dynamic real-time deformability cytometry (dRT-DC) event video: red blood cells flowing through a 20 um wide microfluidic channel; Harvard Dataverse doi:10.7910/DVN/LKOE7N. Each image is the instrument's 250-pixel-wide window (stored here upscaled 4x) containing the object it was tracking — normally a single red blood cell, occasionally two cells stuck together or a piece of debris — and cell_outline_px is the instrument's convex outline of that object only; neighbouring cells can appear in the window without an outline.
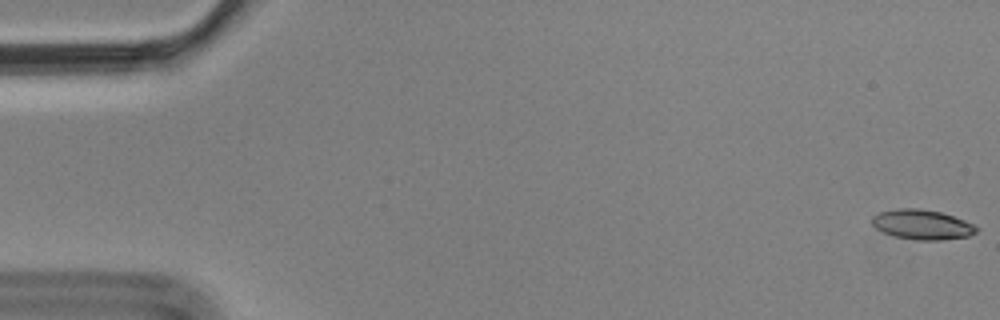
{"species": "Egyptian fruit bat (a non-hibernating species)", "species_latin": "Rousettus aegyptiacus", "temperature_condition": "cold", "stored_images_in_passage": 6, "camera_frame_rate_fps": 3000, "um_per_image_px": 0.085, "animal": {"sex": "male"}, "frame": {"image": 1, "passage_image": 1, "time_ms": 0.0, "image_size_px": [1000, 320], "cell_outline_px": [[980, 228], [976, 232], [968, 236], [940, 240], [916, 240], [896, 236], [884, 232], [876, 228], [872, 224], [872, 216], [880, 212], [896, 208], [920, 208], [940, 212], [964, 220]], "centroid_in_image_um": [78.37, 19.08], "position_along_channel_um": 6.6, "area_um2": 18.03}}